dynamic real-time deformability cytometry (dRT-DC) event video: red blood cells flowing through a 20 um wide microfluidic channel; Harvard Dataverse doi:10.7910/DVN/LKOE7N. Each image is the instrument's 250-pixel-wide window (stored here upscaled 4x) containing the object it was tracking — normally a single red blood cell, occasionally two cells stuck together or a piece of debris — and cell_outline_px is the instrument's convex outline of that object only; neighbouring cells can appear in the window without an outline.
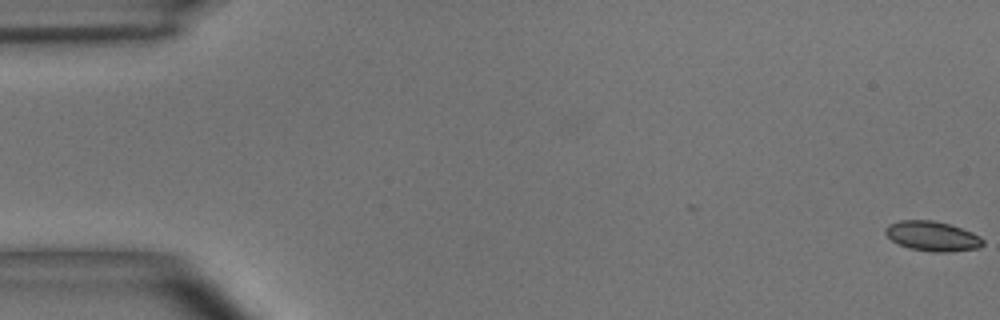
{"species": "common noctule bat (a hibernating species)", "species_latin": "Nyctalus noctula", "temperature_condition": "room temperature", "stored_images_in_passage": 4, "camera_frame_rate_fps": 3000, "um_per_image_px": 0.085, "animal": {"sex": "male", "body_mass_g": 15.6}, "frame": {"image": 1, "passage_image": 1, "time_ms": 0.0, "image_size_px": [1000, 320], "cell_outline_px": [[984, 244], [980, 248], [948, 252], [932, 252], [908, 248], [892, 240], [884, 232], [884, 228], [888, 224], [900, 220], [932, 220], [948, 224], [972, 232], [980, 236], [984, 240]], "centroid_in_image_um": [79.25, 20.08], "position_along_channel_um": 5.7, "area_um2": 16.99}}